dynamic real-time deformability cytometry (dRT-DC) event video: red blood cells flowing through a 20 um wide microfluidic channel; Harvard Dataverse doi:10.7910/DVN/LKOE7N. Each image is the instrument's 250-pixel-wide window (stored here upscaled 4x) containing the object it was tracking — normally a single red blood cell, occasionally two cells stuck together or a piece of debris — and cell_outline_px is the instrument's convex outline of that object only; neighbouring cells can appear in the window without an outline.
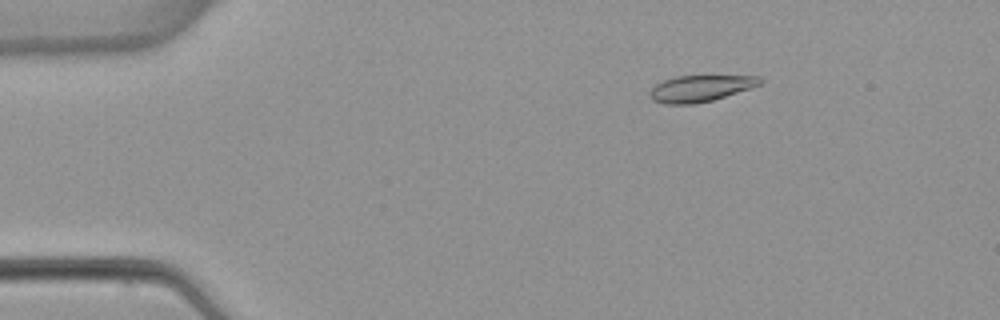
{"species": "common noctule bat (a hibernating species)", "species_latin": "Nyctalus noctula", "temperature_condition": "warm", "stored_images_in_passage": 3, "camera_frame_rate_fps": 3000, "um_per_image_px": 0.085, "animal": {"sex": "female", "body_mass_g": 22.7, "forearm_length_mm": 54.2}, "frame": {"image": 1, "passage_image": 2, "time_ms": 1.333, "image_size_px": [1000, 320], "cell_outline_px": [[764, 80], [760, 84], [752, 88], [712, 100], [696, 104], [664, 104], [652, 100], [648, 92], [656, 84], [664, 80], [676, 76], [760, 76]], "centroid_in_image_um": [59.53, 7.52], "position_along_channel_um": 25.5, "area_um2": 16.99}}